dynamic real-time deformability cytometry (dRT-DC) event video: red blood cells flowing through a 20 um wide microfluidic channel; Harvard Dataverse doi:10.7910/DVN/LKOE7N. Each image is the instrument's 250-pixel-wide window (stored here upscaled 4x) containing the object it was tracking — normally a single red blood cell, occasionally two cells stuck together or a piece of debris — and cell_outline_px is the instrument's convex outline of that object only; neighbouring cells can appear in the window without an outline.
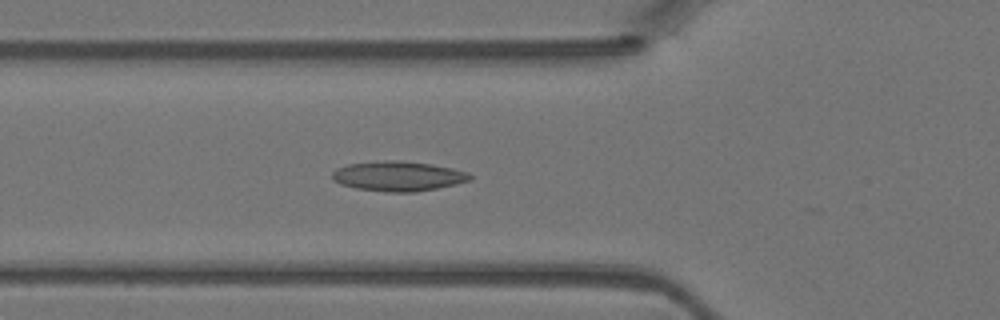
{"species": "Egyptian fruit bat (a non-hibernating species)", "species_latin": "Rousettus aegyptiacus", "temperature_condition": "warm", "stored_images_in_passage": 32, "camera_frame_rate_fps": 3000, "um_per_image_px": 0.085, "animal": {"sex": "female"}, "frame": {"image": 1, "passage_image": 3, "time_ms": 0.667, "image_size_px": [1000, 320], "cell_outline_px": [[472, 180], [456, 184], [416, 192], [388, 192], [356, 188], [340, 184], [332, 180], [332, 172], [336, 168], [348, 164], [384, 160], [400, 160], [428, 164], [452, 168], [468, 172], [472, 176]], "centroid_in_image_um": [33.83, 14.97], "position_along_channel_um": 92.0, "area_um2": 23.99}}
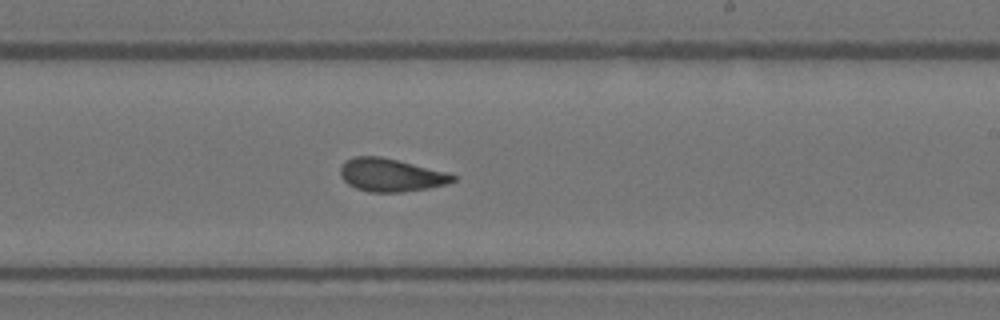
{"frame": {"image": 2, "passage_image": 14, "time_ms": 4.333, "image_size_px": [1000, 320], "cell_outline_px": [[456, 180], [448, 184], [428, 188], [404, 192], [368, 192], [356, 188], [348, 184], [340, 176], [340, 168], [344, 160], [356, 156], [380, 156], [448, 172], [456, 176]], "centroid_in_image_um": [33.22, 14.88], "position_along_channel_um": 255.8, "area_um2": 21.79}}
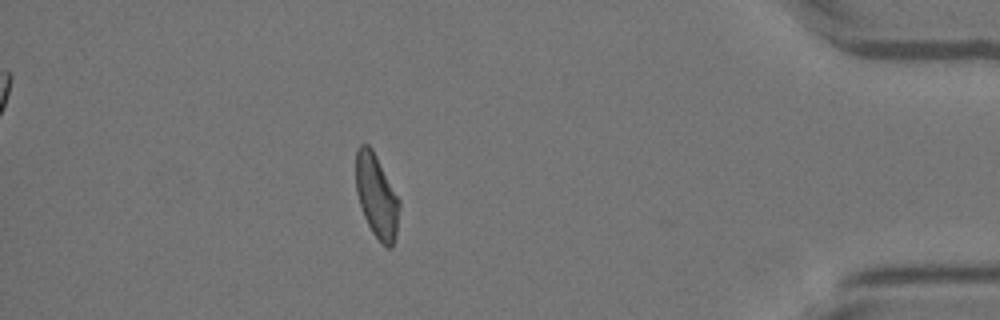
{"frame": {"image": 3, "passage_image": 27, "time_ms": 8.667, "image_size_px": [1000, 320], "cell_outline_px": [[400, 208], [396, 232], [392, 248], [388, 248], [372, 232], [360, 208], [356, 192], [356, 148], [360, 144], [368, 144], [372, 148], [400, 200]], "centroid_in_image_um": [32.0, 16.64], "position_along_channel_um": 403.2, "area_um2": 21.1}}